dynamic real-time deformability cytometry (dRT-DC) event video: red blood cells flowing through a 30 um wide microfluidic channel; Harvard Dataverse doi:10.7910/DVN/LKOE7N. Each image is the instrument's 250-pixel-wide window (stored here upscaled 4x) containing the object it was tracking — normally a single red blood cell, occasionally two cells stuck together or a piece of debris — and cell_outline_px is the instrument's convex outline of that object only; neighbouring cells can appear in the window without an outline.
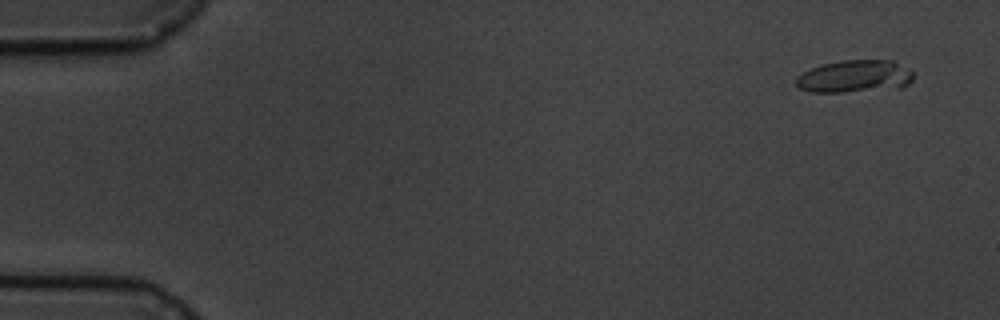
{"species": "common noctule bat (a hibernating species)", "species_latin": "Nyctalus noctula", "temperature_condition": "cold", "stored_images_in_passage": 6, "camera_frame_rate_fps": 3000, "um_per_image_px": 0.085, "animal": {"sex": "male", "body_mass_g": 19.5, "forearm_length_mm": 54.6}, "frame": {"image": 1, "passage_image": 1, "time_ms": 0.0, "image_size_px": [1000, 320], "cell_outline_px": [[912, 80], [908, 84], [900, 88], [840, 92], [808, 92], [800, 88], [796, 84], [796, 80], [804, 72], [812, 68], [824, 64], [844, 60], [892, 60], [912, 72]], "centroid_in_image_um": [72.66, 6.5], "position_along_channel_um": 12.3, "area_um2": 21.85}}
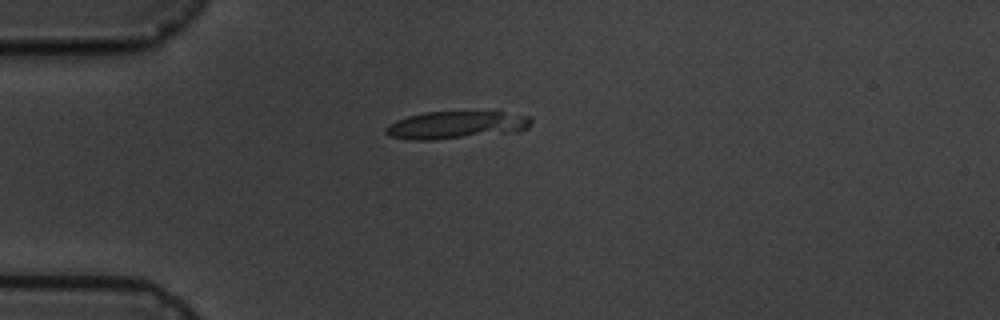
{"frame": {"image": 2, "passage_image": 4, "time_ms": 4.0, "image_size_px": [1000, 320], "cell_outline_px": [[532, 124], [528, 128], [520, 132], [432, 140], [412, 140], [388, 136], [384, 132], [384, 128], [388, 124], [396, 120], [408, 116], [424, 112], [496, 108], [532, 116]], "centroid_in_image_um": [38.93, 10.56], "position_along_channel_um": 46.1, "area_um2": 25.2}}